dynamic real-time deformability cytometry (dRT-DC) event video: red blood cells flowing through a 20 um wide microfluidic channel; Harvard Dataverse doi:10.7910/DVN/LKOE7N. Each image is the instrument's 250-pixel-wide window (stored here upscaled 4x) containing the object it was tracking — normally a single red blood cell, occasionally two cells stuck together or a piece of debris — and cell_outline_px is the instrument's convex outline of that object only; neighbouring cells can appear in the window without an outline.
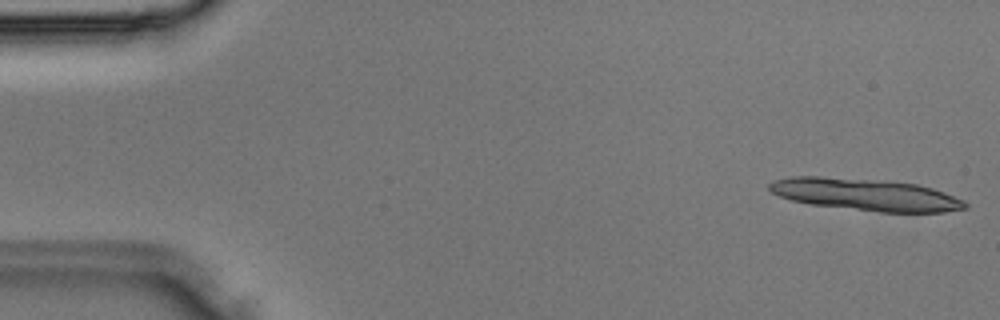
{"species": "Egyptian fruit bat (a non-hibernating species)", "species_latin": "Rousettus aegyptiacus", "temperature_condition": "room temperature", "stored_images_in_passage": 13, "camera_frame_rate_fps": 3000, "um_per_image_px": 0.085, "animal": {"sex": "male"}, "frame": {"image": 1, "passage_image": 1, "time_ms": 0.0, "image_size_px": [1000, 320], "cell_outline_px": [[968, 208], [944, 212], [880, 212], [812, 204], [792, 200], [780, 196], [772, 192], [768, 188], [768, 184], [776, 180], [792, 176], [820, 176], [888, 180], [916, 184], [932, 188], [944, 192], [964, 200], [968, 204]], "centroid_in_image_um": [73.61, 16.53], "position_along_channel_um": 11.4, "area_um2": 36.59}}